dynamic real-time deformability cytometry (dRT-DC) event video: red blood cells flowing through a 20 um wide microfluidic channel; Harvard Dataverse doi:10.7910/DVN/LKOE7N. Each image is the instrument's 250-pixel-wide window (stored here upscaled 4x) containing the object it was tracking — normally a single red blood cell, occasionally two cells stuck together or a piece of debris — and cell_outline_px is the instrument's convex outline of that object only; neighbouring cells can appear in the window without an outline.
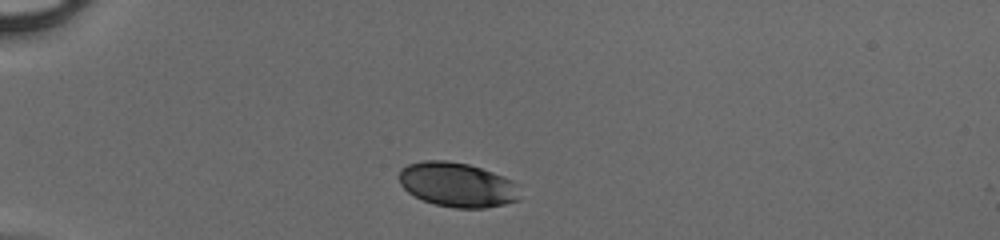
{"species": "human", "species_latin": "Homo sapiens", "temperature_condition": "cold", "stored_images_in_passage": 32, "camera_frame_rate_fps": 3000, "um_per_image_px": 0.085, "donor": {"sex": "male"}, "frame": {"image": 1, "passage_image": 1, "time_ms": 0.0, "image_size_px": [1000, 240], "cell_outline_px": [[520, 200], [504, 204], [484, 208], [456, 208], [436, 204], [424, 200], [408, 192], [400, 184], [400, 168], [408, 164], [424, 160], [444, 160], [468, 164], [504, 176], [520, 184]], "centroid_in_image_um": [38.92, 15.7], "position_along_channel_um": 46.1, "area_um2": 31.44}}
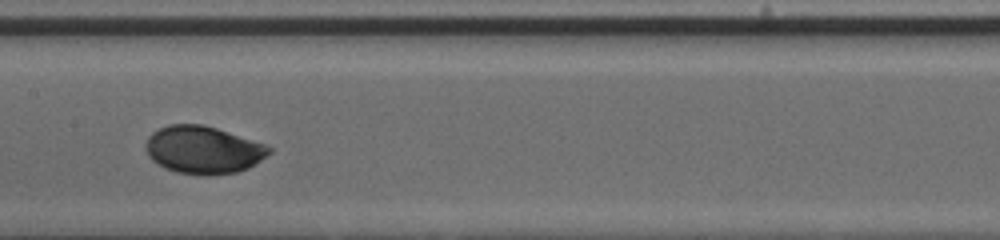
{"frame": {"image": 2, "passage_image": 14, "time_ms": 4.333, "image_size_px": [1000, 240], "cell_outline_px": [[272, 152], [248, 168], [236, 172], [176, 172], [164, 168], [152, 160], [148, 156], [144, 144], [148, 136], [152, 132], [168, 124], [204, 124], [264, 144], [272, 148]], "centroid_in_image_um": [17.23, 12.69], "position_along_channel_um": 190.2, "area_um2": 33.41}}
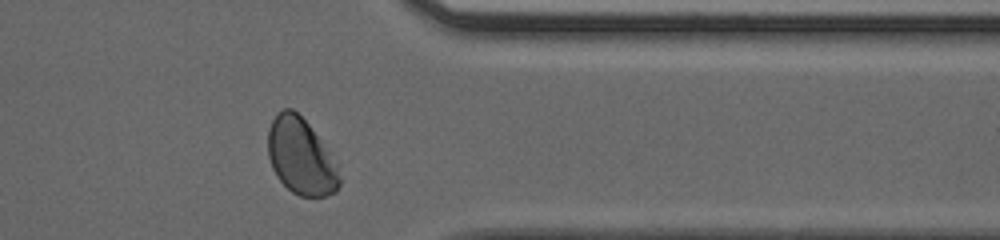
{"frame": {"image": 3, "passage_image": 28, "time_ms": 9.0, "image_size_px": [1000, 240], "cell_outline_px": [[340, 184], [336, 192], [324, 196], [300, 196], [292, 192], [276, 176], [272, 168], [268, 156], [268, 128], [276, 112], [284, 108], [292, 108], [308, 124], [328, 152], [336, 164], [340, 176]], "centroid_in_image_um": [25.54, 13.31], "position_along_channel_um": 385.9, "area_um2": 31.44}}